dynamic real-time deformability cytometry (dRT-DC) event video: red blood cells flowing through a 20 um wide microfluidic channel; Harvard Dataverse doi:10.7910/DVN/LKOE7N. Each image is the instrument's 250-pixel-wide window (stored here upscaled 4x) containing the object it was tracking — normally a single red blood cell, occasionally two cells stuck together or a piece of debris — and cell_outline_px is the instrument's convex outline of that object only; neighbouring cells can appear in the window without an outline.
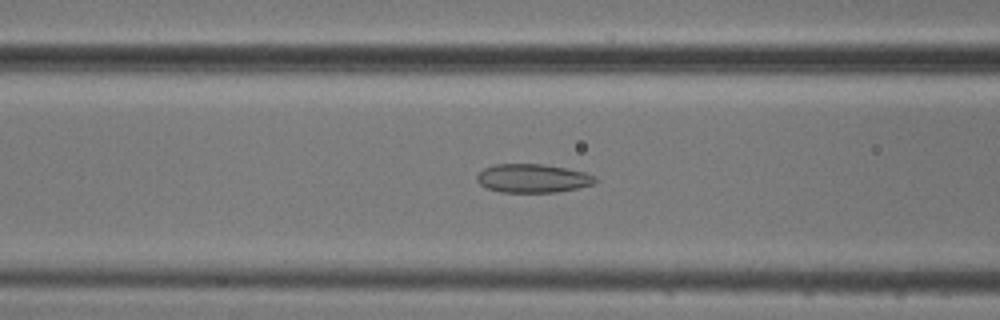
{"species": "common noctule bat (a hibernating species)", "species_latin": "Nyctalus noctula", "temperature_condition": "cold", "stored_images_in_passage": 35, "camera_frame_rate_fps": 3000, "um_per_image_px": 0.085, "animal": {"sex": "male", "body_mass_g": 20.5, "forearm_length_mm": 52.5}, "frame": {"image": 1, "passage_image": 13, "time_ms": 4.0, "image_size_px": [1000, 320], "cell_outline_px": [[600, 180], [596, 184], [556, 192], [500, 192], [488, 188], [480, 184], [476, 180], [476, 176], [484, 168], [496, 164], [544, 164], [584, 172], [596, 176]], "centroid_in_image_um": [45.32, 15.16], "position_along_channel_um": 121.3, "area_um2": 19.77}}
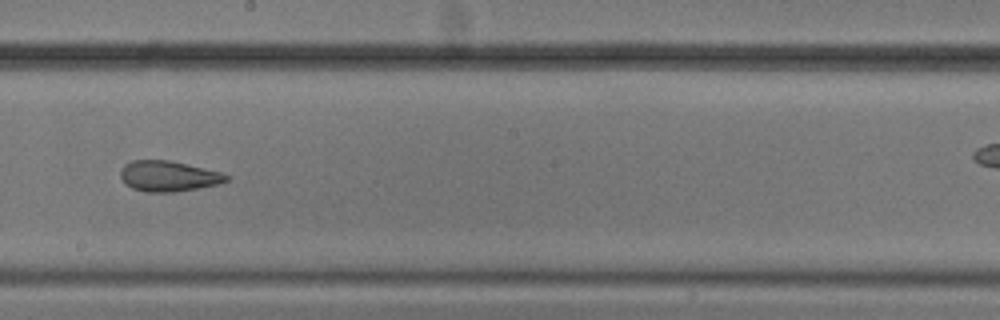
{"frame": {"image": 2, "passage_image": 22, "time_ms": 7.0, "image_size_px": [1000, 320], "cell_outline_px": [[232, 176], [228, 180], [216, 184], [196, 188], [172, 192], [144, 192], [132, 188], [124, 184], [120, 176], [120, 168], [124, 164], [132, 160], [168, 160], [204, 168], [220, 172]], "centroid_in_image_um": [14.26, 14.97], "position_along_channel_um": 233.9, "area_um2": 18.84}}
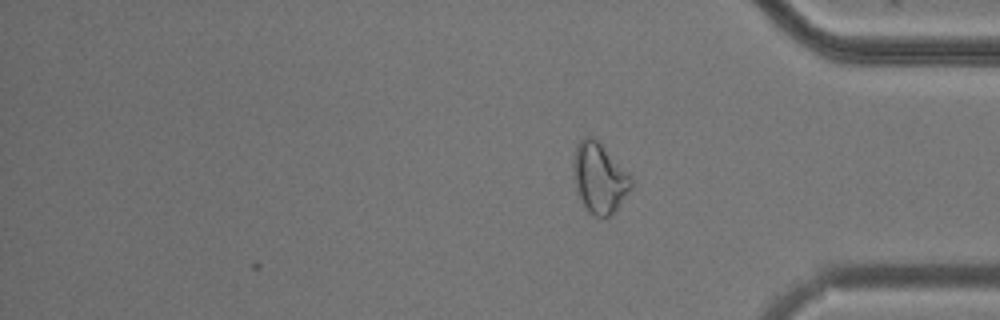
{"frame": {"image": 3, "passage_image": 35, "time_ms": 11.333, "image_size_px": [1000, 320], "cell_outline_px": [[632, 188], [616, 208], [604, 220], [588, 212], [580, 196], [576, 184], [572, 168], [572, 164], [576, 144], [584, 136], [592, 136], [632, 176]], "centroid_in_image_um": [50.94, 15.12], "position_along_channel_um": 384.3, "area_um2": 23.29}, "authors_computed_cell_mechanics": {"area_um2": 19.4786, "velocity_mm_per_s": 3.7464, "shape_relaxation_time_tau1_ms": 7.7099, "shape_relaxation_time_tau2_ms": 3.1866, "deformation_change_tau1": 0.1352, "deformation_change_tau2": 0.0877}}